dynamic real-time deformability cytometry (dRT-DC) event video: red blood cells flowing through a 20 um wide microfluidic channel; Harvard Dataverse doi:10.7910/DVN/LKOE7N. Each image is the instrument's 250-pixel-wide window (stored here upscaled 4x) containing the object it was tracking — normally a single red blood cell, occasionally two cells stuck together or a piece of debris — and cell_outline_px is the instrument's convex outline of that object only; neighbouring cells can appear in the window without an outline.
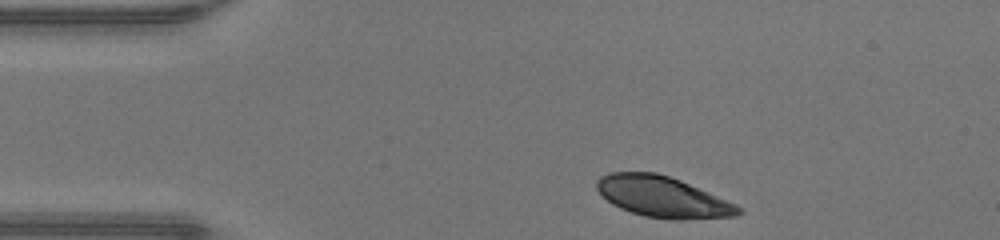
{"species": "human", "species_latin": "Homo sapiens", "temperature_condition": "warm", "stored_images_in_passage": 34, "camera_frame_rate_fps": 3000, "um_per_image_px": 0.085, "donor": {"sex": "male"}, "frame": {"image": 1, "passage_image": 1, "time_ms": 0.0, "image_size_px": [1000, 240], "cell_outline_px": [[744, 212], [736, 216], [680, 220], [672, 220], [644, 216], [620, 208], [612, 204], [596, 188], [596, 180], [600, 176], [608, 172], [656, 172], [680, 180], [736, 204]], "centroid_in_image_um": [56.32, 16.73], "position_along_channel_um": 28.7, "area_um2": 33.64}}
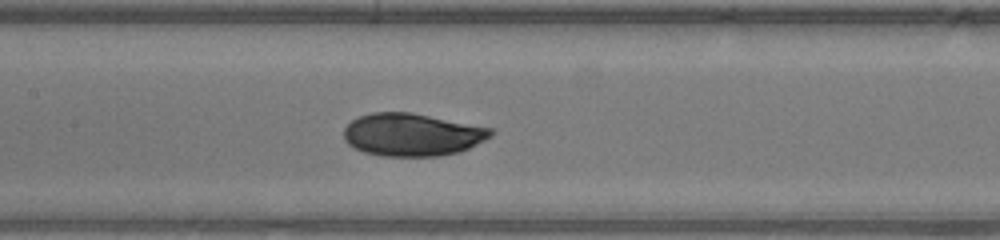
{"frame": {"image": 2, "passage_image": 15, "time_ms": 4.667, "image_size_px": [1000, 240], "cell_outline_px": [[492, 136], [460, 152], [440, 156], [380, 156], [364, 152], [348, 144], [344, 140], [344, 128], [352, 120], [360, 116], [372, 112], [412, 112], [492, 128]], "centroid_in_image_um": [35.02, 11.44], "position_along_channel_um": 172.4, "area_um2": 36.59}}
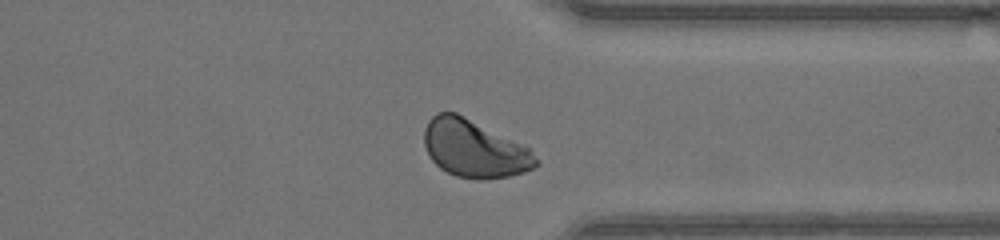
{"frame": {"image": 3, "passage_image": 29, "time_ms": 9.333, "image_size_px": [1000, 240], "cell_outline_px": [[540, 164], [524, 172], [508, 176], [480, 180], [456, 176], [440, 168], [432, 160], [424, 144], [424, 128], [428, 120], [436, 112], [456, 112], [528, 148]], "centroid_in_image_um": [40.27, 12.64], "position_along_channel_um": 371.1, "area_um2": 36.93}, "authors_computed_cell_mechanics": {"area_um2": 36.2695, "velocity_mm_per_s": 4.3219, "shape_relaxation_time_tau1_ms": 2.0232, "shape_relaxation_time_tau2_ms": null, "deformation_change_tau1": 0.0948, "deformation_change_tau2": null}}